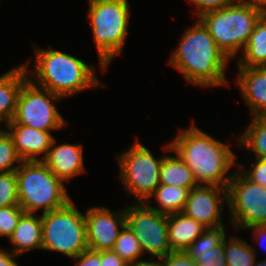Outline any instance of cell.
I'll use <instances>...</instances> for the list:
<instances>
[{
    "label": "cell",
    "instance_id": "44dd1931",
    "mask_svg": "<svg viewBox=\"0 0 266 266\" xmlns=\"http://www.w3.org/2000/svg\"><path fill=\"white\" fill-rule=\"evenodd\" d=\"M240 56L237 67L266 66V14L257 21Z\"/></svg>",
    "mask_w": 266,
    "mask_h": 266
},
{
    "label": "cell",
    "instance_id": "ab89813d",
    "mask_svg": "<svg viewBox=\"0 0 266 266\" xmlns=\"http://www.w3.org/2000/svg\"><path fill=\"white\" fill-rule=\"evenodd\" d=\"M254 266H266V259L262 260V261H255Z\"/></svg>",
    "mask_w": 266,
    "mask_h": 266
},
{
    "label": "cell",
    "instance_id": "ba28073f",
    "mask_svg": "<svg viewBox=\"0 0 266 266\" xmlns=\"http://www.w3.org/2000/svg\"><path fill=\"white\" fill-rule=\"evenodd\" d=\"M162 155L158 159L138 139L117 157L120 175L126 192L134 195L136 203H145L160 185Z\"/></svg>",
    "mask_w": 266,
    "mask_h": 266
},
{
    "label": "cell",
    "instance_id": "d6986e66",
    "mask_svg": "<svg viewBox=\"0 0 266 266\" xmlns=\"http://www.w3.org/2000/svg\"><path fill=\"white\" fill-rule=\"evenodd\" d=\"M168 240L173 252H184L208 228L183 212L167 215Z\"/></svg>",
    "mask_w": 266,
    "mask_h": 266
},
{
    "label": "cell",
    "instance_id": "277c9868",
    "mask_svg": "<svg viewBox=\"0 0 266 266\" xmlns=\"http://www.w3.org/2000/svg\"><path fill=\"white\" fill-rule=\"evenodd\" d=\"M91 30L104 73L119 56L128 35L130 5L128 0H88Z\"/></svg>",
    "mask_w": 266,
    "mask_h": 266
},
{
    "label": "cell",
    "instance_id": "8992f818",
    "mask_svg": "<svg viewBox=\"0 0 266 266\" xmlns=\"http://www.w3.org/2000/svg\"><path fill=\"white\" fill-rule=\"evenodd\" d=\"M263 13L250 4L232 3L210 11L199 19L217 46L231 60L243 51Z\"/></svg>",
    "mask_w": 266,
    "mask_h": 266
},
{
    "label": "cell",
    "instance_id": "5b68a950",
    "mask_svg": "<svg viewBox=\"0 0 266 266\" xmlns=\"http://www.w3.org/2000/svg\"><path fill=\"white\" fill-rule=\"evenodd\" d=\"M19 205L25 213L42 214L65 206L70 200L64 182L42 160L23 161L15 171Z\"/></svg>",
    "mask_w": 266,
    "mask_h": 266
},
{
    "label": "cell",
    "instance_id": "836d02e7",
    "mask_svg": "<svg viewBox=\"0 0 266 266\" xmlns=\"http://www.w3.org/2000/svg\"><path fill=\"white\" fill-rule=\"evenodd\" d=\"M100 266H130L113 250L101 251Z\"/></svg>",
    "mask_w": 266,
    "mask_h": 266
},
{
    "label": "cell",
    "instance_id": "9a60e30c",
    "mask_svg": "<svg viewBox=\"0 0 266 266\" xmlns=\"http://www.w3.org/2000/svg\"><path fill=\"white\" fill-rule=\"evenodd\" d=\"M236 84L254 117L266 116V66L237 67Z\"/></svg>",
    "mask_w": 266,
    "mask_h": 266
},
{
    "label": "cell",
    "instance_id": "f1b7e54d",
    "mask_svg": "<svg viewBox=\"0 0 266 266\" xmlns=\"http://www.w3.org/2000/svg\"><path fill=\"white\" fill-rule=\"evenodd\" d=\"M24 213L20 205L0 208V237L4 236L9 239Z\"/></svg>",
    "mask_w": 266,
    "mask_h": 266
},
{
    "label": "cell",
    "instance_id": "8fae6325",
    "mask_svg": "<svg viewBox=\"0 0 266 266\" xmlns=\"http://www.w3.org/2000/svg\"><path fill=\"white\" fill-rule=\"evenodd\" d=\"M125 225L137 237L144 254L160 259L173 252L168 240L167 215L149 204L135 202L125 207Z\"/></svg>",
    "mask_w": 266,
    "mask_h": 266
},
{
    "label": "cell",
    "instance_id": "4dcf8cb0",
    "mask_svg": "<svg viewBox=\"0 0 266 266\" xmlns=\"http://www.w3.org/2000/svg\"><path fill=\"white\" fill-rule=\"evenodd\" d=\"M187 2L193 3L196 7L194 13L197 19L207 12L232 4L229 0H188Z\"/></svg>",
    "mask_w": 266,
    "mask_h": 266
},
{
    "label": "cell",
    "instance_id": "484cf974",
    "mask_svg": "<svg viewBox=\"0 0 266 266\" xmlns=\"http://www.w3.org/2000/svg\"><path fill=\"white\" fill-rule=\"evenodd\" d=\"M112 250L130 266H136L143 261L141 259L139 260L144 254L140 242L126 225L120 231Z\"/></svg>",
    "mask_w": 266,
    "mask_h": 266
},
{
    "label": "cell",
    "instance_id": "83f0119b",
    "mask_svg": "<svg viewBox=\"0 0 266 266\" xmlns=\"http://www.w3.org/2000/svg\"><path fill=\"white\" fill-rule=\"evenodd\" d=\"M19 205L15 171L0 173V208Z\"/></svg>",
    "mask_w": 266,
    "mask_h": 266
},
{
    "label": "cell",
    "instance_id": "d6a6232c",
    "mask_svg": "<svg viewBox=\"0 0 266 266\" xmlns=\"http://www.w3.org/2000/svg\"><path fill=\"white\" fill-rule=\"evenodd\" d=\"M77 263L76 266H100L101 264V251H96L87 248L80 255L73 258Z\"/></svg>",
    "mask_w": 266,
    "mask_h": 266
},
{
    "label": "cell",
    "instance_id": "6da1fadb",
    "mask_svg": "<svg viewBox=\"0 0 266 266\" xmlns=\"http://www.w3.org/2000/svg\"><path fill=\"white\" fill-rule=\"evenodd\" d=\"M229 145L203 132L193 123L189 128L179 129L164 151L176 152L191 169L198 185L227 188L233 176L229 169L237 166V155ZM228 171L231 174L228 175Z\"/></svg>",
    "mask_w": 266,
    "mask_h": 266
},
{
    "label": "cell",
    "instance_id": "1f68e13d",
    "mask_svg": "<svg viewBox=\"0 0 266 266\" xmlns=\"http://www.w3.org/2000/svg\"><path fill=\"white\" fill-rule=\"evenodd\" d=\"M160 260L163 266H197L185 252H172Z\"/></svg>",
    "mask_w": 266,
    "mask_h": 266
},
{
    "label": "cell",
    "instance_id": "9c48e42d",
    "mask_svg": "<svg viewBox=\"0 0 266 266\" xmlns=\"http://www.w3.org/2000/svg\"><path fill=\"white\" fill-rule=\"evenodd\" d=\"M61 99V96L28 79L19 92L16 112L10 124L29 126L41 131L62 130L68 122L55 106L56 101Z\"/></svg>",
    "mask_w": 266,
    "mask_h": 266
},
{
    "label": "cell",
    "instance_id": "d4e9b609",
    "mask_svg": "<svg viewBox=\"0 0 266 266\" xmlns=\"http://www.w3.org/2000/svg\"><path fill=\"white\" fill-rule=\"evenodd\" d=\"M223 241V253L227 266H254L255 248L238 236H228Z\"/></svg>",
    "mask_w": 266,
    "mask_h": 266
},
{
    "label": "cell",
    "instance_id": "8d00e7d4",
    "mask_svg": "<svg viewBox=\"0 0 266 266\" xmlns=\"http://www.w3.org/2000/svg\"><path fill=\"white\" fill-rule=\"evenodd\" d=\"M250 5L266 14V0H250Z\"/></svg>",
    "mask_w": 266,
    "mask_h": 266
},
{
    "label": "cell",
    "instance_id": "7402d4cb",
    "mask_svg": "<svg viewBox=\"0 0 266 266\" xmlns=\"http://www.w3.org/2000/svg\"><path fill=\"white\" fill-rule=\"evenodd\" d=\"M160 184L175 185L193 189L198 183L191 169L175 152V155H166L160 169Z\"/></svg>",
    "mask_w": 266,
    "mask_h": 266
},
{
    "label": "cell",
    "instance_id": "f546056e",
    "mask_svg": "<svg viewBox=\"0 0 266 266\" xmlns=\"http://www.w3.org/2000/svg\"><path fill=\"white\" fill-rule=\"evenodd\" d=\"M251 169H244L242 164H238L237 168L247 179L256 183L258 185L264 186L266 188V160L256 158Z\"/></svg>",
    "mask_w": 266,
    "mask_h": 266
},
{
    "label": "cell",
    "instance_id": "d590c367",
    "mask_svg": "<svg viewBox=\"0 0 266 266\" xmlns=\"http://www.w3.org/2000/svg\"><path fill=\"white\" fill-rule=\"evenodd\" d=\"M246 229H252L251 232H253V237H254V241H262L264 242L262 239L266 238V225H252ZM263 245V244H262ZM261 246V243H260Z\"/></svg>",
    "mask_w": 266,
    "mask_h": 266
},
{
    "label": "cell",
    "instance_id": "7c38bea8",
    "mask_svg": "<svg viewBox=\"0 0 266 266\" xmlns=\"http://www.w3.org/2000/svg\"><path fill=\"white\" fill-rule=\"evenodd\" d=\"M85 224L88 248L112 250L125 226V209L110 211L103 206L90 207L85 213Z\"/></svg>",
    "mask_w": 266,
    "mask_h": 266
},
{
    "label": "cell",
    "instance_id": "3957f363",
    "mask_svg": "<svg viewBox=\"0 0 266 266\" xmlns=\"http://www.w3.org/2000/svg\"><path fill=\"white\" fill-rule=\"evenodd\" d=\"M51 48L49 46V49H40L34 46L35 62L31 71L28 70L30 60L23 63L33 84L64 99L92 87L106 86L99 81L94 65L91 66L76 56Z\"/></svg>",
    "mask_w": 266,
    "mask_h": 266
},
{
    "label": "cell",
    "instance_id": "cb8c5ba5",
    "mask_svg": "<svg viewBox=\"0 0 266 266\" xmlns=\"http://www.w3.org/2000/svg\"><path fill=\"white\" fill-rule=\"evenodd\" d=\"M238 137V145L251 150L256 158L266 160V116L254 117Z\"/></svg>",
    "mask_w": 266,
    "mask_h": 266
},
{
    "label": "cell",
    "instance_id": "2e32d148",
    "mask_svg": "<svg viewBox=\"0 0 266 266\" xmlns=\"http://www.w3.org/2000/svg\"><path fill=\"white\" fill-rule=\"evenodd\" d=\"M6 130L12 136L15 149L23 161L43 160L54 139L50 131L19 124H9Z\"/></svg>",
    "mask_w": 266,
    "mask_h": 266
},
{
    "label": "cell",
    "instance_id": "4fadbf2b",
    "mask_svg": "<svg viewBox=\"0 0 266 266\" xmlns=\"http://www.w3.org/2000/svg\"><path fill=\"white\" fill-rule=\"evenodd\" d=\"M225 203H228L226 187L198 185L190 190L182 212L207 228H217L223 226Z\"/></svg>",
    "mask_w": 266,
    "mask_h": 266
},
{
    "label": "cell",
    "instance_id": "603a6c76",
    "mask_svg": "<svg viewBox=\"0 0 266 266\" xmlns=\"http://www.w3.org/2000/svg\"><path fill=\"white\" fill-rule=\"evenodd\" d=\"M189 192L188 188L160 184L145 203H151V198L154 197L158 208L151 205L150 208L165 215L175 214L183 211Z\"/></svg>",
    "mask_w": 266,
    "mask_h": 266
},
{
    "label": "cell",
    "instance_id": "7a4b0ae2",
    "mask_svg": "<svg viewBox=\"0 0 266 266\" xmlns=\"http://www.w3.org/2000/svg\"><path fill=\"white\" fill-rule=\"evenodd\" d=\"M229 61L198 18L192 27L184 31L168 62L191 84L212 88L230 87L225 76Z\"/></svg>",
    "mask_w": 266,
    "mask_h": 266
},
{
    "label": "cell",
    "instance_id": "4316f807",
    "mask_svg": "<svg viewBox=\"0 0 266 266\" xmlns=\"http://www.w3.org/2000/svg\"><path fill=\"white\" fill-rule=\"evenodd\" d=\"M22 162L12 136L7 130L0 129V173L16 171Z\"/></svg>",
    "mask_w": 266,
    "mask_h": 266
},
{
    "label": "cell",
    "instance_id": "e0dca14e",
    "mask_svg": "<svg viewBox=\"0 0 266 266\" xmlns=\"http://www.w3.org/2000/svg\"><path fill=\"white\" fill-rule=\"evenodd\" d=\"M224 225L208 228L184 252L197 266H227L223 253V241L228 236Z\"/></svg>",
    "mask_w": 266,
    "mask_h": 266
},
{
    "label": "cell",
    "instance_id": "f35d334b",
    "mask_svg": "<svg viewBox=\"0 0 266 266\" xmlns=\"http://www.w3.org/2000/svg\"><path fill=\"white\" fill-rule=\"evenodd\" d=\"M231 3L250 4V0H229Z\"/></svg>",
    "mask_w": 266,
    "mask_h": 266
},
{
    "label": "cell",
    "instance_id": "5bb4252c",
    "mask_svg": "<svg viewBox=\"0 0 266 266\" xmlns=\"http://www.w3.org/2000/svg\"><path fill=\"white\" fill-rule=\"evenodd\" d=\"M81 144H56L54 138L47 156L42 160L50 171L64 183L85 172Z\"/></svg>",
    "mask_w": 266,
    "mask_h": 266
},
{
    "label": "cell",
    "instance_id": "74e56055",
    "mask_svg": "<svg viewBox=\"0 0 266 266\" xmlns=\"http://www.w3.org/2000/svg\"><path fill=\"white\" fill-rule=\"evenodd\" d=\"M136 266H163V263L161 262V260H156V259H151L149 260H143L142 262H140L139 264H137Z\"/></svg>",
    "mask_w": 266,
    "mask_h": 266
},
{
    "label": "cell",
    "instance_id": "52a82bcc",
    "mask_svg": "<svg viewBox=\"0 0 266 266\" xmlns=\"http://www.w3.org/2000/svg\"><path fill=\"white\" fill-rule=\"evenodd\" d=\"M88 248L85 214L70 200L65 206L42 214V249L75 258Z\"/></svg>",
    "mask_w": 266,
    "mask_h": 266
},
{
    "label": "cell",
    "instance_id": "e575fe53",
    "mask_svg": "<svg viewBox=\"0 0 266 266\" xmlns=\"http://www.w3.org/2000/svg\"><path fill=\"white\" fill-rule=\"evenodd\" d=\"M16 254L12 251L2 250L0 248V266H20L16 261Z\"/></svg>",
    "mask_w": 266,
    "mask_h": 266
},
{
    "label": "cell",
    "instance_id": "30bf717a",
    "mask_svg": "<svg viewBox=\"0 0 266 266\" xmlns=\"http://www.w3.org/2000/svg\"><path fill=\"white\" fill-rule=\"evenodd\" d=\"M229 222L235 229L266 225V188L247 179L238 169L227 185Z\"/></svg>",
    "mask_w": 266,
    "mask_h": 266
},
{
    "label": "cell",
    "instance_id": "ffe728a7",
    "mask_svg": "<svg viewBox=\"0 0 266 266\" xmlns=\"http://www.w3.org/2000/svg\"><path fill=\"white\" fill-rule=\"evenodd\" d=\"M13 244L12 252L18 256L34 249H42V214L24 213L9 237Z\"/></svg>",
    "mask_w": 266,
    "mask_h": 266
},
{
    "label": "cell",
    "instance_id": "ac0fdd59",
    "mask_svg": "<svg viewBox=\"0 0 266 266\" xmlns=\"http://www.w3.org/2000/svg\"><path fill=\"white\" fill-rule=\"evenodd\" d=\"M23 64L0 76V126L8 127L16 112L17 99L23 84L29 79Z\"/></svg>",
    "mask_w": 266,
    "mask_h": 266
}]
</instances>
